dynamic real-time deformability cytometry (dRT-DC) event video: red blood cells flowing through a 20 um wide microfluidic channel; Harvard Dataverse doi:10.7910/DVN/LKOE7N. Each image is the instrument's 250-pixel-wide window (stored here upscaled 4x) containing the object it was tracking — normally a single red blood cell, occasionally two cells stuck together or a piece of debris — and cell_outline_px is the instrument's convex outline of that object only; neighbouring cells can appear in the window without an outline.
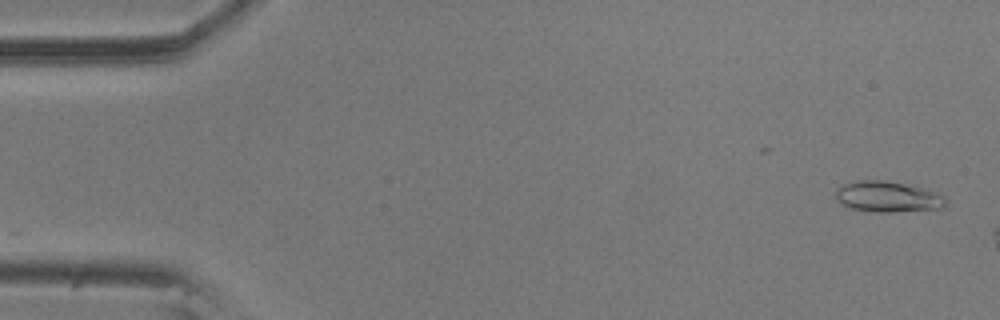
{"species": "common noctule bat (a hibernating species)", "species_latin": "Nyctalus noctula", "temperature_condition": "room temperature", "stored_images_in_passage": 9, "camera_frame_rate_fps": 3000, "um_per_image_px": 0.085, "animal": {"sex": "male", "body_mass_g": 20.5, "forearm_length_mm": 52.5}, "frame": {"image": 1, "passage_image": 2, "time_ms": 0.333, "image_size_px": [1000, 320], "cell_outline_px": [[948, 204], [944, 208], [892, 212], [876, 212], [852, 208], [840, 204], [836, 200], [836, 188], [844, 184], [856, 180], [888, 180], [936, 192], [948, 200]], "centroid_in_image_um": [75.45, 16.72], "position_along_channel_um": 9.6, "area_um2": 19.83}}